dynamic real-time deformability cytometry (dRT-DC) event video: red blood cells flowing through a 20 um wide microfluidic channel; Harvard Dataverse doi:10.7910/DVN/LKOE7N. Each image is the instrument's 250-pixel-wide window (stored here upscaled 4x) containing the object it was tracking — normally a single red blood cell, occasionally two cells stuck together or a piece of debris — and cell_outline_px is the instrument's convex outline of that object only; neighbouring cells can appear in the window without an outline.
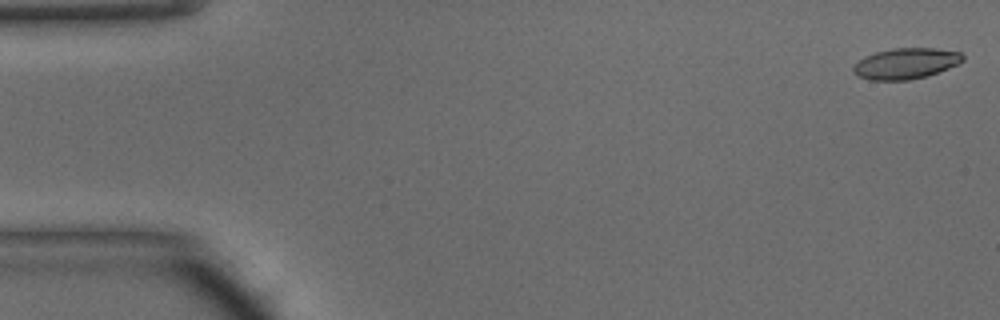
{"species": "common noctule bat (a hibernating species)", "species_latin": "Nyctalus noctula", "temperature_condition": "warm", "stored_images_in_passage": 47, "camera_frame_rate_fps": 3000, "um_per_image_px": 0.085, "animal": {"sex": "male", "body_mass_g": 15.6}, "frame": {"image": 1, "passage_image": 1, "time_ms": 0.0, "image_size_px": [1000, 320], "cell_outline_px": [[964, 60], [948, 68], [928, 76], [908, 80], [868, 80], [852, 72], [852, 68], [864, 56], [876, 52], [892, 48], [936, 48], [960, 52], [964, 56]], "centroid_in_image_um": [76.99, 5.39], "position_along_channel_um": 8.0, "area_um2": 19.65}}
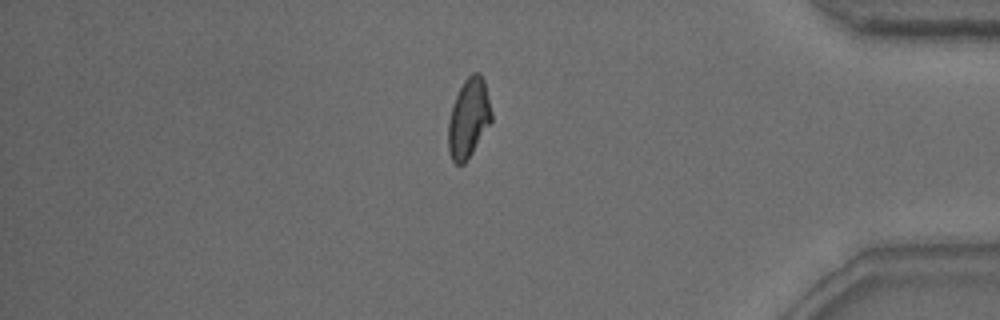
{"frame": {"image": 2, "passage_image": 40, "time_ms": 13.0, "image_size_px": [1000, 320], "cell_outline_px": [[492, 120], [472, 152], [464, 164], [456, 164], [452, 160], [448, 152], [448, 120], [456, 96], [464, 80], [472, 72], [480, 72], [484, 80], [492, 112]], "centroid_in_image_um": [39.83, 10.03], "position_along_channel_um": 395.4, "area_um2": 19.83}}
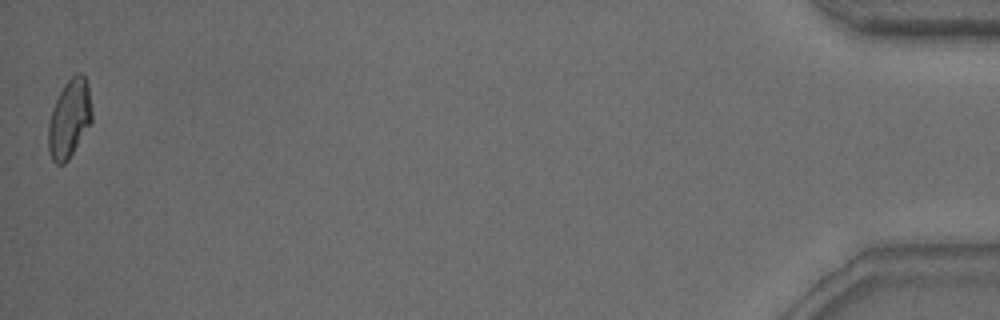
{"frame": {"image": 3, "passage_image": 47, "time_ms": 15.333, "image_size_px": [1000, 320], "cell_outline_px": [[92, 120], [68, 160], [64, 164], [56, 164], [52, 160], [48, 148], [48, 124], [52, 108], [64, 84], [76, 72], [84, 72], [88, 84], [92, 112]], "centroid_in_image_um": [5.89, 10.05], "position_along_channel_um": 429.3, "area_um2": 19.88}, "authors_computed_cell_mechanics": {"area_um2": 20.1144, "velocity_mm_per_s": 4.2374, "shape_relaxation_time_tau1_ms": 8.7416, "shape_relaxation_time_tau2_ms": 2.9476, "deformation_change_tau1": 0.2179, "deformation_change_tau2": 0.0916}}